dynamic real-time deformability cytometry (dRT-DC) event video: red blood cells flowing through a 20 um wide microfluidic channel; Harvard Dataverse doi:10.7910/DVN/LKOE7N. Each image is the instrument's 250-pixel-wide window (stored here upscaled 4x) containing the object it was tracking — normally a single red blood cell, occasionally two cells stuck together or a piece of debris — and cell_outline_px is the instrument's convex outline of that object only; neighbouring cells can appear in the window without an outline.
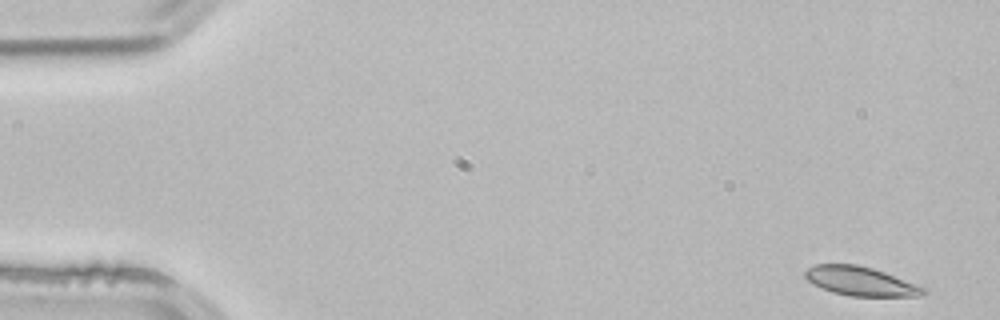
{"species": "common noctule bat (a hibernating species)", "species_latin": "Nyctalus noctula", "temperature_condition": "room temperature", "stored_images_in_passage": 51, "camera_frame_rate_fps": 3000, "um_per_image_px": 0.085, "animal": {"sex": "male", "body_mass_g": 21.5, "forearm_length_mm": 52.0}, "frame": {"image": 1, "passage_image": 1, "time_ms": 0.0, "image_size_px": [1000, 320], "cell_outline_px": [[928, 292], [920, 296], [852, 296], [832, 292], [820, 288], [812, 284], [804, 276], [804, 272], [808, 268], [816, 264], [856, 264], [872, 268], [924, 284], [928, 288]], "centroid_in_image_um": [73.25, 23.9], "position_along_channel_um": 11.7, "area_um2": 20.58}}
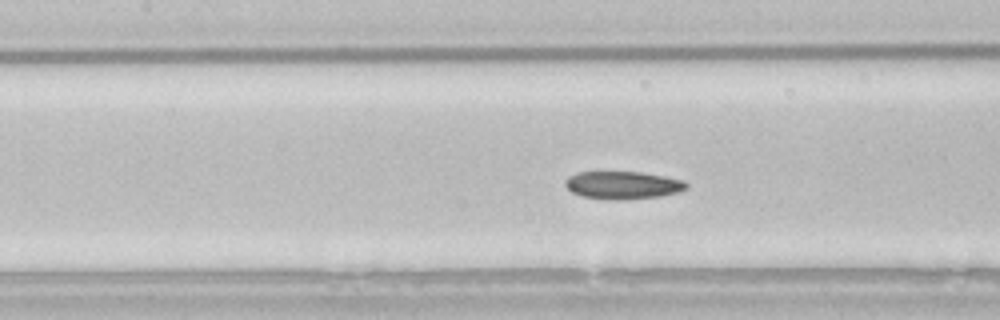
{"frame": {"image": 2, "passage_image": 22, "time_ms": 7.0, "image_size_px": [1000, 320], "cell_outline_px": [[688, 188], [680, 192], [660, 196], [620, 200], [608, 200], [584, 196], [572, 192], [564, 184], [564, 180], [568, 176], [576, 172], [644, 172], [684, 180], [688, 184]], "centroid_in_image_um": [52.96, 15.73], "position_along_channel_um": 154.4, "area_um2": 19.77}}
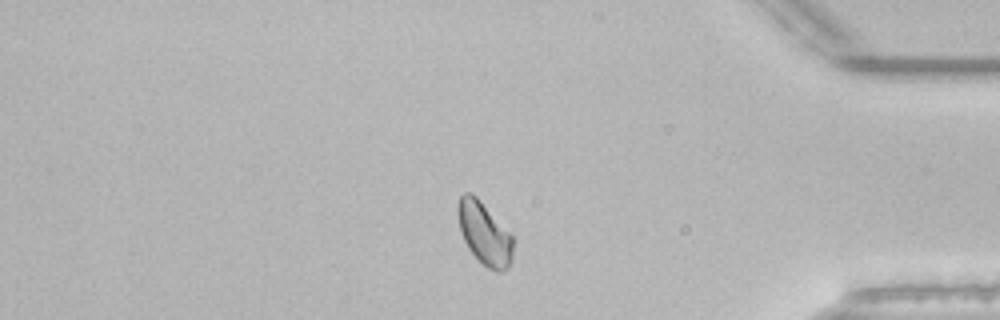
{"frame": {"image": 3, "passage_image": 43, "time_ms": 14.0, "image_size_px": [1000, 320], "cell_outline_px": [[512, 260], [508, 268], [504, 272], [496, 272], [488, 268], [468, 248], [460, 232], [456, 212], [456, 204], [460, 196], [464, 192], [472, 192], [476, 196], [512, 236]], "centroid_in_image_um": [41.13, 19.83], "position_along_channel_um": 394.1, "area_um2": 20.06}, "authors_computed_cell_mechanics": {"area_um2": 19.941, "velocity_mm_per_s": 3.8485, "shape_relaxation_time_tau1_ms": null, "shape_relaxation_time_tau2_ms": 4.7433, "deformation_change_tau1": null, "deformation_change_tau2": 0.0655}}